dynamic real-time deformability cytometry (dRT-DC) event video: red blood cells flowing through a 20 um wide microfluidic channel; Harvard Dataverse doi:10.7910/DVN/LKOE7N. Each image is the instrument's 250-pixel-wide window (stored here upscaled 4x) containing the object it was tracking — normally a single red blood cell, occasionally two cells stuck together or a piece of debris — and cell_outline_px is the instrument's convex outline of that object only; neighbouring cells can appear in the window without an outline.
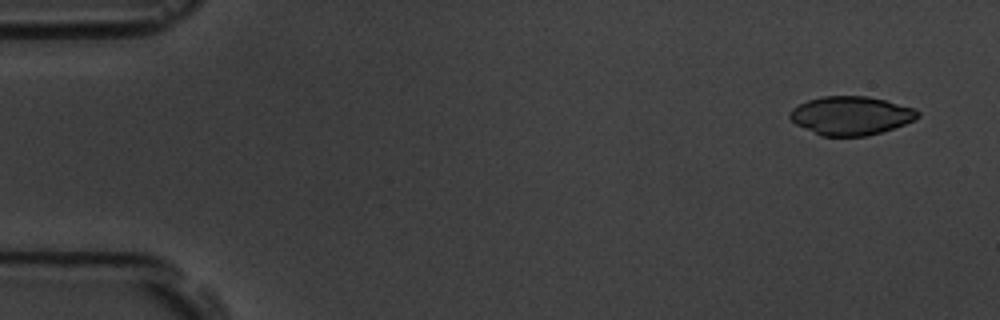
{"species": "common noctule bat (a hibernating species)", "species_latin": "Nyctalus noctula", "temperature_condition": "room temperature", "stored_images_in_passage": 7, "camera_frame_rate_fps": 3000, "um_per_image_px": 0.085, "animal": {"sex": "male", "body_mass_g": 19.5, "forearm_length_mm": 54.6}, "frame": {"image": 1, "passage_image": 1, "time_ms": 0.0, "image_size_px": [1000, 320], "cell_outline_px": [[920, 116], [916, 120], [880, 132], [864, 136], [820, 136], [796, 124], [788, 116], [788, 112], [792, 108], [808, 100], [820, 96], [868, 96], [916, 108], [920, 112]], "centroid_in_image_um": [72.33, 9.82], "position_along_channel_um": 12.7, "area_um2": 28.84}}